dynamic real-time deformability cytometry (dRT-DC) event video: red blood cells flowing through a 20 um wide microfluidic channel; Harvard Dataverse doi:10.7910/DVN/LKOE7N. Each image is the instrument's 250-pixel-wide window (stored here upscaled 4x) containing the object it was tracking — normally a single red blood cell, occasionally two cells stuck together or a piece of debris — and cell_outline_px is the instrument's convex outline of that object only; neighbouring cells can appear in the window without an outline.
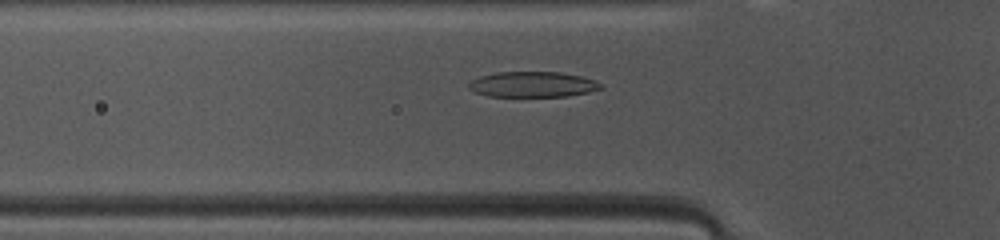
{"species": "common noctule bat (a hibernating species)", "species_latin": "Nyctalus noctula", "temperature_condition": "warm", "stored_images_in_passage": 39, "camera_frame_rate_fps": 3000, "um_per_image_px": 0.085, "animal": {"sex": "female", "body_mass_g": 10.0, "forearm_length_mm": 53.1}, "frame": {"image": 1, "passage_image": 6, "time_ms": 1.667, "image_size_px": [1000, 240], "cell_outline_px": [[604, 88], [588, 92], [568, 96], [488, 96], [472, 92], [468, 88], [468, 84], [472, 80], [480, 76], [496, 72], [560, 72], [580, 76], [596, 80], [604, 84]], "centroid_in_image_um": [45.29, 7.17], "position_along_channel_um": 80.5, "area_um2": 19.77}}
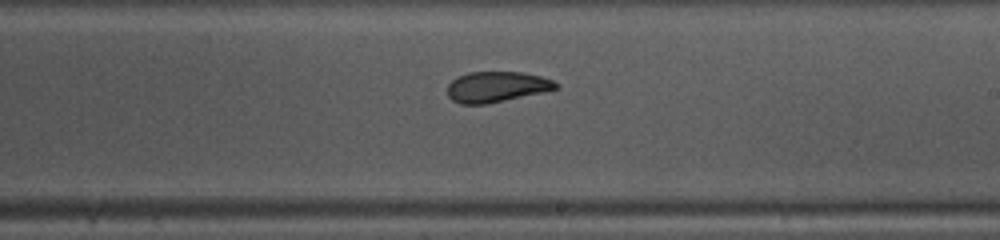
{"frame": {"image": 2, "passage_image": 18, "time_ms": 5.667, "image_size_px": [1000, 240], "cell_outline_px": [[560, 88], [504, 100], [484, 104], [460, 104], [452, 100], [448, 96], [448, 84], [456, 76], [468, 72], [524, 72], [540, 76], [552, 80], [560, 84]], "centroid_in_image_um": [42.2, 7.37], "position_along_channel_um": 246.8, "area_um2": 19.31}}
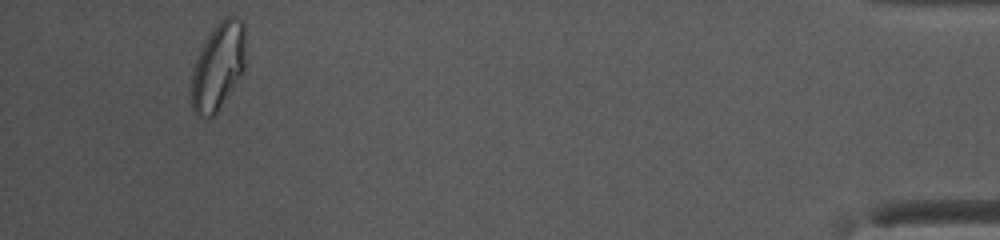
{"frame": {"image": 3, "passage_image": 36, "time_ms": 11.667, "image_size_px": [1000, 240], "cell_outline_px": [[244, 68], [240, 80], [216, 112], [212, 116], [196, 116], [192, 112], [192, 72], [196, 60], [208, 36], [216, 24], [224, 16], [236, 16], [244, 20]], "centroid_in_image_um": [18.56, 5.63], "position_along_channel_um": 416.6, "area_um2": 27.4}, "authors_computed_cell_mechanics": {"area_um2": 20.0566, "velocity_mm_per_s": 4.1329, "shape_relaxation_time_tau1_ms": 6.2649, "shape_relaxation_time_tau2_ms": 2.2462, "deformation_change_tau1": 0.2024, "deformation_change_tau2": 0.0887}}